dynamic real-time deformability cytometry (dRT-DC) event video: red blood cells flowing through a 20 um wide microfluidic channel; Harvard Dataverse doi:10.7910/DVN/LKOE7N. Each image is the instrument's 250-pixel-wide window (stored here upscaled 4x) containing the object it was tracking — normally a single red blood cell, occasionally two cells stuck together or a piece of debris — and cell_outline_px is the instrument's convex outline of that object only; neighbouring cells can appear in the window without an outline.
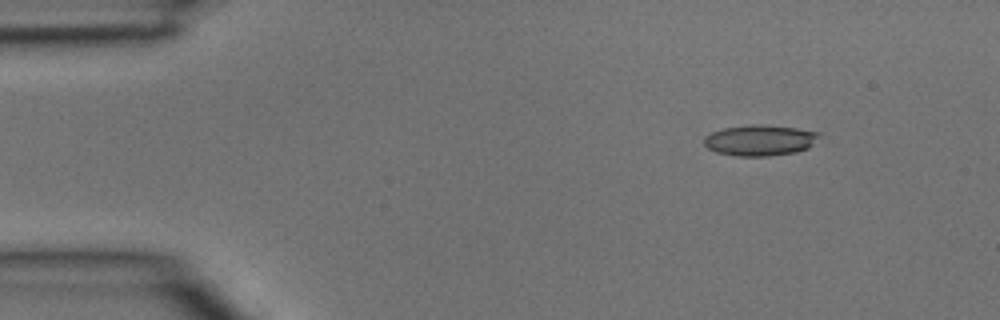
{"species": "common noctule bat (a hibernating species)", "species_latin": "Nyctalus noctula", "temperature_condition": "room temperature", "stored_images_in_passage": 4, "camera_frame_rate_fps": 3000, "um_per_image_px": 0.085, "animal": {"sex": "male", "body_mass_g": 15.6}, "frame": {"image": 1, "passage_image": 2, "time_ms": 0.333, "image_size_px": [1000, 320], "cell_outline_px": [[820, 136], [808, 148], [796, 152], [768, 156], [736, 156], [716, 152], [708, 148], [704, 144], [704, 136], [712, 132], [724, 128], [752, 124], [760, 124], [796, 128], [820, 132]], "centroid_in_image_um": [64.59, 11.92], "position_along_channel_um": 20.4, "area_um2": 20.69}}
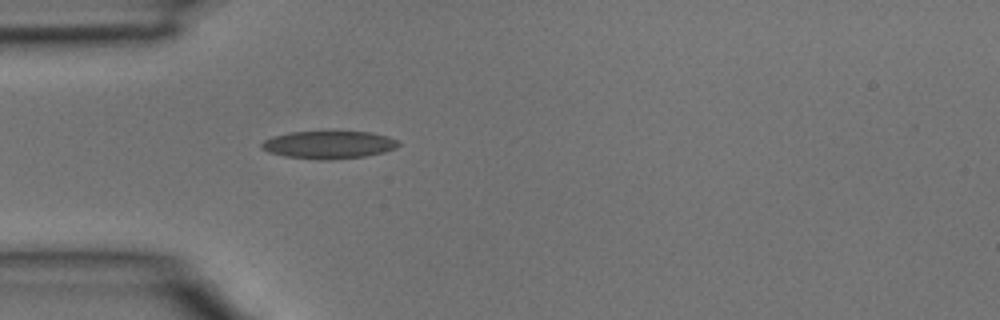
{"frame": {"image": 2, "passage_image": 4, "time_ms": 1.0, "image_size_px": [1000, 320], "cell_outline_px": [[400, 144], [396, 148], [384, 152], [364, 156], [328, 160], [320, 160], [284, 156], [268, 152], [260, 148], [260, 144], [264, 140], [272, 136], [288, 132], [372, 132], [388, 136], [400, 140]], "centroid_in_image_um": [27.94, 12.3], "position_along_channel_um": 57.1, "area_um2": 22.25}}